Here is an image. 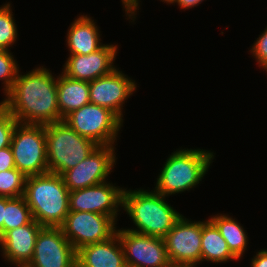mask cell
Listing matches in <instances>:
<instances>
[{
  "label": "cell",
  "instance_id": "obj_31",
  "mask_svg": "<svg viewBox=\"0 0 267 267\" xmlns=\"http://www.w3.org/2000/svg\"><path fill=\"white\" fill-rule=\"evenodd\" d=\"M5 209H6V197H0V238L3 236Z\"/></svg>",
  "mask_w": 267,
  "mask_h": 267
},
{
  "label": "cell",
  "instance_id": "obj_26",
  "mask_svg": "<svg viewBox=\"0 0 267 267\" xmlns=\"http://www.w3.org/2000/svg\"><path fill=\"white\" fill-rule=\"evenodd\" d=\"M17 124L15 117L0 104V149L11 145Z\"/></svg>",
  "mask_w": 267,
  "mask_h": 267
},
{
  "label": "cell",
  "instance_id": "obj_1",
  "mask_svg": "<svg viewBox=\"0 0 267 267\" xmlns=\"http://www.w3.org/2000/svg\"><path fill=\"white\" fill-rule=\"evenodd\" d=\"M0 104L18 123L47 125L63 121L57 98V79L50 70L39 67L19 74Z\"/></svg>",
  "mask_w": 267,
  "mask_h": 267
},
{
  "label": "cell",
  "instance_id": "obj_32",
  "mask_svg": "<svg viewBox=\"0 0 267 267\" xmlns=\"http://www.w3.org/2000/svg\"><path fill=\"white\" fill-rule=\"evenodd\" d=\"M203 0H175L174 3L177 2V4L183 8V9H188L192 8L194 6H198Z\"/></svg>",
  "mask_w": 267,
  "mask_h": 267
},
{
  "label": "cell",
  "instance_id": "obj_21",
  "mask_svg": "<svg viewBox=\"0 0 267 267\" xmlns=\"http://www.w3.org/2000/svg\"><path fill=\"white\" fill-rule=\"evenodd\" d=\"M210 220L218 228L231 253L237 259L242 258L247 248L248 237L240 223L225 214H217L211 217Z\"/></svg>",
  "mask_w": 267,
  "mask_h": 267
},
{
  "label": "cell",
  "instance_id": "obj_8",
  "mask_svg": "<svg viewBox=\"0 0 267 267\" xmlns=\"http://www.w3.org/2000/svg\"><path fill=\"white\" fill-rule=\"evenodd\" d=\"M112 216L87 211H70L60 226L64 236L77 251L82 246L109 240L116 234Z\"/></svg>",
  "mask_w": 267,
  "mask_h": 267
},
{
  "label": "cell",
  "instance_id": "obj_25",
  "mask_svg": "<svg viewBox=\"0 0 267 267\" xmlns=\"http://www.w3.org/2000/svg\"><path fill=\"white\" fill-rule=\"evenodd\" d=\"M9 50L0 49V80L4 81L5 94L12 88L13 82L17 78L19 67Z\"/></svg>",
  "mask_w": 267,
  "mask_h": 267
},
{
  "label": "cell",
  "instance_id": "obj_18",
  "mask_svg": "<svg viewBox=\"0 0 267 267\" xmlns=\"http://www.w3.org/2000/svg\"><path fill=\"white\" fill-rule=\"evenodd\" d=\"M98 28L87 15H81L71 24L67 34L70 55H88L100 49L104 44L100 42Z\"/></svg>",
  "mask_w": 267,
  "mask_h": 267
},
{
  "label": "cell",
  "instance_id": "obj_2",
  "mask_svg": "<svg viewBox=\"0 0 267 267\" xmlns=\"http://www.w3.org/2000/svg\"><path fill=\"white\" fill-rule=\"evenodd\" d=\"M69 189L62 175L45 173L26 178L24 198L42 227H60L69 209Z\"/></svg>",
  "mask_w": 267,
  "mask_h": 267
},
{
  "label": "cell",
  "instance_id": "obj_6",
  "mask_svg": "<svg viewBox=\"0 0 267 267\" xmlns=\"http://www.w3.org/2000/svg\"><path fill=\"white\" fill-rule=\"evenodd\" d=\"M10 147L15 168L26 177L48 173L45 125L18 123Z\"/></svg>",
  "mask_w": 267,
  "mask_h": 267
},
{
  "label": "cell",
  "instance_id": "obj_11",
  "mask_svg": "<svg viewBox=\"0 0 267 267\" xmlns=\"http://www.w3.org/2000/svg\"><path fill=\"white\" fill-rule=\"evenodd\" d=\"M114 146L98 145L86 159L62 174L69 191L106 181L116 161Z\"/></svg>",
  "mask_w": 267,
  "mask_h": 267
},
{
  "label": "cell",
  "instance_id": "obj_17",
  "mask_svg": "<svg viewBox=\"0 0 267 267\" xmlns=\"http://www.w3.org/2000/svg\"><path fill=\"white\" fill-rule=\"evenodd\" d=\"M76 267H127L118 234L107 241L88 244L78 249Z\"/></svg>",
  "mask_w": 267,
  "mask_h": 267
},
{
  "label": "cell",
  "instance_id": "obj_10",
  "mask_svg": "<svg viewBox=\"0 0 267 267\" xmlns=\"http://www.w3.org/2000/svg\"><path fill=\"white\" fill-rule=\"evenodd\" d=\"M127 267H172L165 241L128 229H118Z\"/></svg>",
  "mask_w": 267,
  "mask_h": 267
},
{
  "label": "cell",
  "instance_id": "obj_23",
  "mask_svg": "<svg viewBox=\"0 0 267 267\" xmlns=\"http://www.w3.org/2000/svg\"><path fill=\"white\" fill-rule=\"evenodd\" d=\"M26 178L16 168L0 171V197L14 198L23 196Z\"/></svg>",
  "mask_w": 267,
  "mask_h": 267
},
{
  "label": "cell",
  "instance_id": "obj_33",
  "mask_svg": "<svg viewBox=\"0 0 267 267\" xmlns=\"http://www.w3.org/2000/svg\"><path fill=\"white\" fill-rule=\"evenodd\" d=\"M163 2H167L168 4L174 3L175 0H161Z\"/></svg>",
  "mask_w": 267,
  "mask_h": 267
},
{
  "label": "cell",
  "instance_id": "obj_15",
  "mask_svg": "<svg viewBox=\"0 0 267 267\" xmlns=\"http://www.w3.org/2000/svg\"><path fill=\"white\" fill-rule=\"evenodd\" d=\"M116 53V45L104 44L88 55H69L62 73L72 79L90 82L116 69L113 65Z\"/></svg>",
  "mask_w": 267,
  "mask_h": 267
},
{
  "label": "cell",
  "instance_id": "obj_30",
  "mask_svg": "<svg viewBox=\"0 0 267 267\" xmlns=\"http://www.w3.org/2000/svg\"><path fill=\"white\" fill-rule=\"evenodd\" d=\"M251 267H267V250H260L256 256L252 258Z\"/></svg>",
  "mask_w": 267,
  "mask_h": 267
},
{
  "label": "cell",
  "instance_id": "obj_24",
  "mask_svg": "<svg viewBox=\"0 0 267 267\" xmlns=\"http://www.w3.org/2000/svg\"><path fill=\"white\" fill-rule=\"evenodd\" d=\"M10 3L0 7V49L7 50L17 39V27Z\"/></svg>",
  "mask_w": 267,
  "mask_h": 267
},
{
  "label": "cell",
  "instance_id": "obj_19",
  "mask_svg": "<svg viewBox=\"0 0 267 267\" xmlns=\"http://www.w3.org/2000/svg\"><path fill=\"white\" fill-rule=\"evenodd\" d=\"M57 98L60 116L64 119L72 111L90 103L89 82L67 77H57Z\"/></svg>",
  "mask_w": 267,
  "mask_h": 267
},
{
  "label": "cell",
  "instance_id": "obj_14",
  "mask_svg": "<svg viewBox=\"0 0 267 267\" xmlns=\"http://www.w3.org/2000/svg\"><path fill=\"white\" fill-rule=\"evenodd\" d=\"M136 83L119 69L89 82L90 103L107 108L122 121V105L136 90Z\"/></svg>",
  "mask_w": 267,
  "mask_h": 267
},
{
  "label": "cell",
  "instance_id": "obj_9",
  "mask_svg": "<svg viewBox=\"0 0 267 267\" xmlns=\"http://www.w3.org/2000/svg\"><path fill=\"white\" fill-rule=\"evenodd\" d=\"M172 266L196 267L201 262L202 221L182 215L163 238Z\"/></svg>",
  "mask_w": 267,
  "mask_h": 267
},
{
  "label": "cell",
  "instance_id": "obj_4",
  "mask_svg": "<svg viewBox=\"0 0 267 267\" xmlns=\"http://www.w3.org/2000/svg\"><path fill=\"white\" fill-rule=\"evenodd\" d=\"M214 159L213 152L201 149L176 150L167 158L155 186L163 196L188 191L203 179Z\"/></svg>",
  "mask_w": 267,
  "mask_h": 267
},
{
  "label": "cell",
  "instance_id": "obj_20",
  "mask_svg": "<svg viewBox=\"0 0 267 267\" xmlns=\"http://www.w3.org/2000/svg\"><path fill=\"white\" fill-rule=\"evenodd\" d=\"M237 260L231 253L226 241L221 236L216 225L208 219L202 222V240H201V262L211 261L215 263H224L230 260Z\"/></svg>",
  "mask_w": 267,
  "mask_h": 267
},
{
  "label": "cell",
  "instance_id": "obj_22",
  "mask_svg": "<svg viewBox=\"0 0 267 267\" xmlns=\"http://www.w3.org/2000/svg\"><path fill=\"white\" fill-rule=\"evenodd\" d=\"M33 220L31 210L24 196L6 197V209L3 223V235L11 230L29 224Z\"/></svg>",
  "mask_w": 267,
  "mask_h": 267
},
{
  "label": "cell",
  "instance_id": "obj_13",
  "mask_svg": "<svg viewBox=\"0 0 267 267\" xmlns=\"http://www.w3.org/2000/svg\"><path fill=\"white\" fill-rule=\"evenodd\" d=\"M124 188L102 182L83 189L69 192L70 211H87L112 216L115 220L123 205Z\"/></svg>",
  "mask_w": 267,
  "mask_h": 267
},
{
  "label": "cell",
  "instance_id": "obj_29",
  "mask_svg": "<svg viewBox=\"0 0 267 267\" xmlns=\"http://www.w3.org/2000/svg\"><path fill=\"white\" fill-rule=\"evenodd\" d=\"M123 3V7L126 12V14L128 15L129 19L131 18V20L133 18H135V15L137 12L136 10L139 8L138 4H139V0H121Z\"/></svg>",
  "mask_w": 267,
  "mask_h": 267
},
{
  "label": "cell",
  "instance_id": "obj_16",
  "mask_svg": "<svg viewBox=\"0 0 267 267\" xmlns=\"http://www.w3.org/2000/svg\"><path fill=\"white\" fill-rule=\"evenodd\" d=\"M41 228L42 226L33 219L29 224L7 231L0 238L5 259L17 267H25L32 259Z\"/></svg>",
  "mask_w": 267,
  "mask_h": 267
},
{
  "label": "cell",
  "instance_id": "obj_27",
  "mask_svg": "<svg viewBox=\"0 0 267 267\" xmlns=\"http://www.w3.org/2000/svg\"><path fill=\"white\" fill-rule=\"evenodd\" d=\"M250 51L255 56L259 66L265 70L267 68V28L259 35Z\"/></svg>",
  "mask_w": 267,
  "mask_h": 267
},
{
  "label": "cell",
  "instance_id": "obj_3",
  "mask_svg": "<svg viewBox=\"0 0 267 267\" xmlns=\"http://www.w3.org/2000/svg\"><path fill=\"white\" fill-rule=\"evenodd\" d=\"M122 207L137 226L128 230L153 237L164 238L182 216L155 190L124 189Z\"/></svg>",
  "mask_w": 267,
  "mask_h": 267
},
{
  "label": "cell",
  "instance_id": "obj_5",
  "mask_svg": "<svg viewBox=\"0 0 267 267\" xmlns=\"http://www.w3.org/2000/svg\"><path fill=\"white\" fill-rule=\"evenodd\" d=\"M49 173L62 175L82 162L98 146L76 133L64 120L45 125Z\"/></svg>",
  "mask_w": 267,
  "mask_h": 267
},
{
  "label": "cell",
  "instance_id": "obj_12",
  "mask_svg": "<svg viewBox=\"0 0 267 267\" xmlns=\"http://www.w3.org/2000/svg\"><path fill=\"white\" fill-rule=\"evenodd\" d=\"M25 267H76V250L60 227H42Z\"/></svg>",
  "mask_w": 267,
  "mask_h": 267
},
{
  "label": "cell",
  "instance_id": "obj_7",
  "mask_svg": "<svg viewBox=\"0 0 267 267\" xmlns=\"http://www.w3.org/2000/svg\"><path fill=\"white\" fill-rule=\"evenodd\" d=\"M64 121L80 136L97 145L113 146L123 121L112 111L96 104H86L68 114Z\"/></svg>",
  "mask_w": 267,
  "mask_h": 267
},
{
  "label": "cell",
  "instance_id": "obj_28",
  "mask_svg": "<svg viewBox=\"0 0 267 267\" xmlns=\"http://www.w3.org/2000/svg\"><path fill=\"white\" fill-rule=\"evenodd\" d=\"M15 168V162L11 147L0 149V171H6Z\"/></svg>",
  "mask_w": 267,
  "mask_h": 267
}]
</instances>
